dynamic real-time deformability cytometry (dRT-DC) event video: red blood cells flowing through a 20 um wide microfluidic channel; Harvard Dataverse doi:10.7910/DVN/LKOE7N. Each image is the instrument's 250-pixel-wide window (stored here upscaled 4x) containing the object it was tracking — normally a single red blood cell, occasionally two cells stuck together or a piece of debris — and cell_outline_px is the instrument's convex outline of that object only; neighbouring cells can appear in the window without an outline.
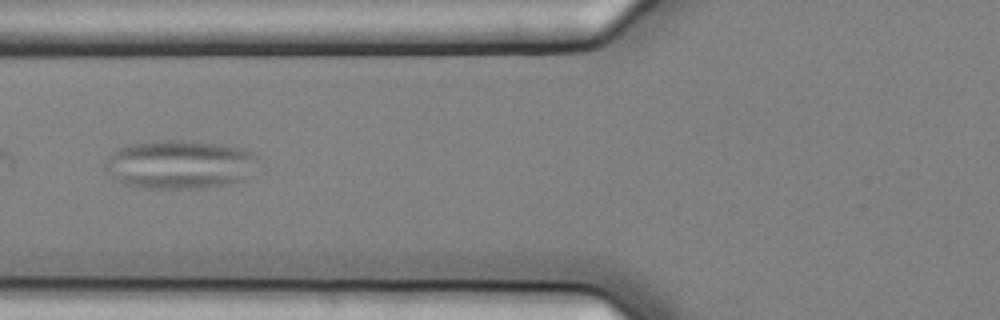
{"species": "common noctule bat (a hibernating species)", "species_latin": "Nyctalus noctula", "temperature_condition": "cold", "stored_images_in_passage": 8, "camera_frame_rate_fps": 3000, "um_per_image_px": 0.085, "animal": {"sex": "female", "body_mass_g": 25.1}, "frame": {"image": 1, "passage_image": 5, "time_ms": 1.333, "image_size_px": [1000, 320], "cell_outline_px": [[260, 156], [248, 180], [232, 184], [204, 188], [144, 188], [124, 184], [116, 180], [104, 168], [104, 160], [116, 148], [128, 144], [152, 140], [184, 140], [228, 144], [244, 148], [256, 152]], "centroid_in_image_um": [15.33, 13.96], "position_along_channel_um": 110.5, "area_um2": 44.74}}
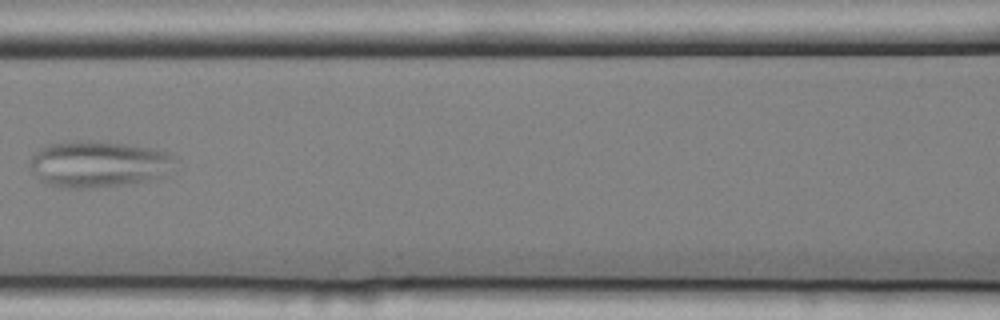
{"frame": {"image": 2, "passage_image": 6, "time_ms": 1.667, "image_size_px": [1000, 320], "cell_outline_px": [[180, 160], [168, 176], [120, 184], [92, 188], [60, 188], [48, 184], [32, 172], [32, 156], [40, 148], [48, 144], [72, 140], [92, 140], [128, 144], [152, 148], [168, 152]], "centroid_in_image_um": [8.45, 13.92], "position_along_channel_um": 158.2, "area_um2": 39.59}}